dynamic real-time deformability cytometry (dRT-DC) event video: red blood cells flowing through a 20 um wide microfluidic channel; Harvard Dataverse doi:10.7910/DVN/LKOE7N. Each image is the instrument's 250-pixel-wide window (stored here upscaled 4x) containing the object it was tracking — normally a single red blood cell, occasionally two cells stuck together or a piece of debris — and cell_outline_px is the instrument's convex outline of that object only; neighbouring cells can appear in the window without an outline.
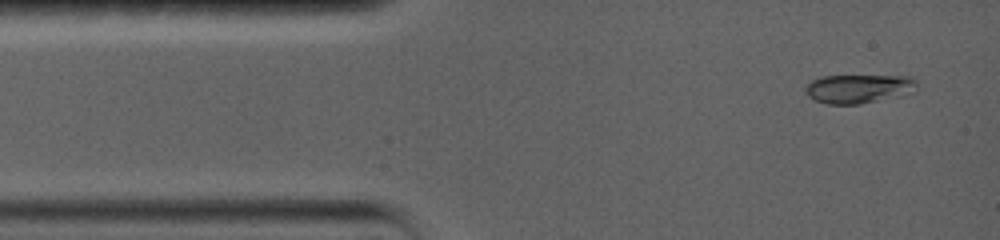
{"species": "common noctule bat (a hibernating species)", "species_latin": "Nyctalus noctula", "temperature_condition": "warm", "stored_images_in_passage": 50, "camera_frame_rate_fps": 5000, "um_per_image_px": 0.085, "animal": {"sex": "female", "body_mass_g": 19.0, "forearm_length_mm": 56.7}, "frame": {"image": 1, "passage_image": 2, "time_ms": 0.4, "image_size_px": [1000, 240], "cell_outline_px": [[916, 92], [900, 96], [860, 104], [828, 104], [816, 100], [808, 96], [804, 88], [812, 80], [820, 76], [912, 76], [916, 80]], "centroid_in_image_um": [73.02, 7.54], "position_along_channel_um": 12.0, "area_um2": 18.84}}
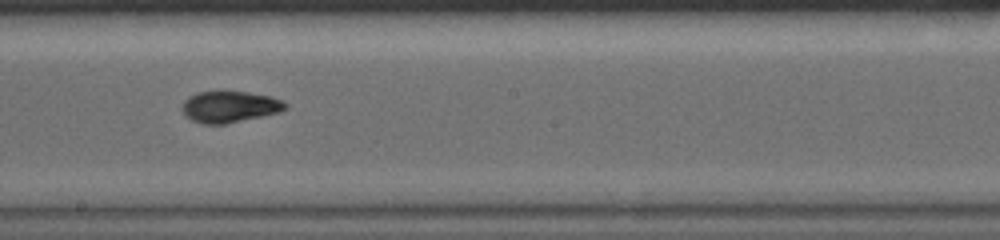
{"frame": {"image": 2, "passage_image": 23, "time_ms": 8.0, "image_size_px": [1000, 240], "cell_outline_px": [[288, 108], [280, 112], [224, 124], [204, 124], [192, 120], [184, 116], [180, 108], [184, 100], [188, 96], [196, 92], [248, 92], [272, 96], [284, 100], [288, 104]], "centroid_in_image_um": [19.52, 9.07], "position_along_channel_um": 228.7, "area_um2": 19.07}}
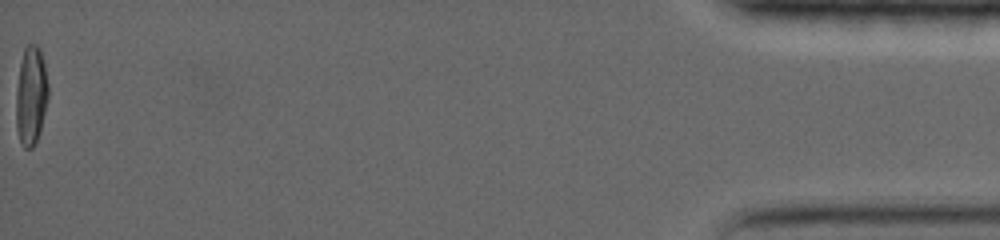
{"frame": {"image": 3, "passage_image": 50, "time_ms": 17.6, "image_size_px": [1000, 240], "cell_outline_px": [[48, 96], [40, 132], [32, 148], [24, 148], [20, 144], [16, 128], [16, 88], [20, 64], [24, 48], [28, 44], [36, 44], [40, 48], [44, 64], [48, 84]], "centroid_in_image_um": [2.62, 8.14], "position_along_channel_um": 432.6, "area_um2": 18.61}, "authors_computed_cell_mechanics": {"area_um2": 18.6405, "velocity_mm_per_s": 3.6235, "shape_relaxation_time_tau1_ms": 8.3204, "shape_relaxation_time_tau2_ms": 1.9567, "deformation_change_tau1": 0.2319, "deformation_change_tau2": 0.0372}}